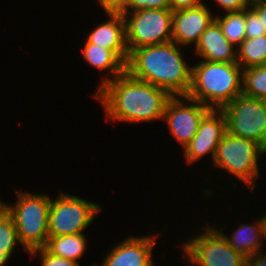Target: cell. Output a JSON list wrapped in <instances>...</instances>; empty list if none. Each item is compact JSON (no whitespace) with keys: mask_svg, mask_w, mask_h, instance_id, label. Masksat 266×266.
<instances>
[{"mask_svg":"<svg viewBox=\"0 0 266 266\" xmlns=\"http://www.w3.org/2000/svg\"><path fill=\"white\" fill-rule=\"evenodd\" d=\"M94 97L102 103L107 120L137 123L163 120L166 104L172 96L125 71L115 79L106 77Z\"/></svg>","mask_w":266,"mask_h":266,"instance_id":"6da1fadb","label":"cell"},{"mask_svg":"<svg viewBox=\"0 0 266 266\" xmlns=\"http://www.w3.org/2000/svg\"><path fill=\"white\" fill-rule=\"evenodd\" d=\"M173 41L133 49L126 72L133 78L164 89L171 96H187L192 83V67L184 63L181 48Z\"/></svg>","mask_w":266,"mask_h":266,"instance_id":"7a4b0ae2","label":"cell"},{"mask_svg":"<svg viewBox=\"0 0 266 266\" xmlns=\"http://www.w3.org/2000/svg\"><path fill=\"white\" fill-rule=\"evenodd\" d=\"M236 63L201 60L192 66L188 98L210 109L220 110L242 94L243 70Z\"/></svg>","mask_w":266,"mask_h":266,"instance_id":"3957f363","label":"cell"},{"mask_svg":"<svg viewBox=\"0 0 266 266\" xmlns=\"http://www.w3.org/2000/svg\"><path fill=\"white\" fill-rule=\"evenodd\" d=\"M18 200L15 206L0 204L12 216L18 232L20 244L28 252L44 247L47 243L49 209L51 198L46 195L22 193L17 191Z\"/></svg>","mask_w":266,"mask_h":266,"instance_id":"277c9868","label":"cell"},{"mask_svg":"<svg viewBox=\"0 0 266 266\" xmlns=\"http://www.w3.org/2000/svg\"><path fill=\"white\" fill-rule=\"evenodd\" d=\"M264 153L266 150L257 142L226 132L217 146L213 164L230 172L253 190L259 175V155Z\"/></svg>","mask_w":266,"mask_h":266,"instance_id":"5b68a950","label":"cell"},{"mask_svg":"<svg viewBox=\"0 0 266 266\" xmlns=\"http://www.w3.org/2000/svg\"><path fill=\"white\" fill-rule=\"evenodd\" d=\"M121 14L125 19L126 45L129 53L140 47L172 41V9H141Z\"/></svg>","mask_w":266,"mask_h":266,"instance_id":"8992f818","label":"cell"},{"mask_svg":"<svg viewBox=\"0 0 266 266\" xmlns=\"http://www.w3.org/2000/svg\"><path fill=\"white\" fill-rule=\"evenodd\" d=\"M220 110L225 117L227 133L253 140L266 150V106L263 99L241 94Z\"/></svg>","mask_w":266,"mask_h":266,"instance_id":"52a82bcc","label":"cell"},{"mask_svg":"<svg viewBox=\"0 0 266 266\" xmlns=\"http://www.w3.org/2000/svg\"><path fill=\"white\" fill-rule=\"evenodd\" d=\"M51 200L48 219L49 236L83 233L100 212V206L77 196L60 193Z\"/></svg>","mask_w":266,"mask_h":266,"instance_id":"ba28073f","label":"cell"},{"mask_svg":"<svg viewBox=\"0 0 266 266\" xmlns=\"http://www.w3.org/2000/svg\"><path fill=\"white\" fill-rule=\"evenodd\" d=\"M206 227L200 236L183 244L188 262L196 266H246L247 258L236 252L218 229Z\"/></svg>","mask_w":266,"mask_h":266,"instance_id":"9c48e42d","label":"cell"},{"mask_svg":"<svg viewBox=\"0 0 266 266\" xmlns=\"http://www.w3.org/2000/svg\"><path fill=\"white\" fill-rule=\"evenodd\" d=\"M178 98L180 96H172L168 100L163 119L168 123L171 134L185 147L193 139L201 120L211 109L187 96H182V99L193 105H185Z\"/></svg>","mask_w":266,"mask_h":266,"instance_id":"30bf717a","label":"cell"},{"mask_svg":"<svg viewBox=\"0 0 266 266\" xmlns=\"http://www.w3.org/2000/svg\"><path fill=\"white\" fill-rule=\"evenodd\" d=\"M225 133L226 122L223 112L211 109L201 120L193 139L183 148L186 161L194 163L210 152L214 159L217 146Z\"/></svg>","mask_w":266,"mask_h":266,"instance_id":"8fae6325","label":"cell"},{"mask_svg":"<svg viewBox=\"0 0 266 266\" xmlns=\"http://www.w3.org/2000/svg\"><path fill=\"white\" fill-rule=\"evenodd\" d=\"M214 18L204 4L173 11L172 41L178 45H190L193 42L196 45Z\"/></svg>","mask_w":266,"mask_h":266,"instance_id":"7c38bea8","label":"cell"},{"mask_svg":"<svg viewBox=\"0 0 266 266\" xmlns=\"http://www.w3.org/2000/svg\"><path fill=\"white\" fill-rule=\"evenodd\" d=\"M154 236L132 237L114 247L102 266H153L152 248Z\"/></svg>","mask_w":266,"mask_h":266,"instance_id":"4fadbf2b","label":"cell"},{"mask_svg":"<svg viewBox=\"0 0 266 266\" xmlns=\"http://www.w3.org/2000/svg\"><path fill=\"white\" fill-rule=\"evenodd\" d=\"M110 19L96 27L87 42L112 50L125 64L129 57L126 45L125 19L121 13H106Z\"/></svg>","mask_w":266,"mask_h":266,"instance_id":"5bb4252c","label":"cell"},{"mask_svg":"<svg viewBox=\"0 0 266 266\" xmlns=\"http://www.w3.org/2000/svg\"><path fill=\"white\" fill-rule=\"evenodd\" d=\"M224 36L219 24L213 20L195 45L196 53L205 61L236 63L237 51Z\"/></svg>","mask_w":266,"mask_h":266,"instance_id":"9a60e30c","label":"cell"},{"mask_svg":"<svg viewBox=\"0 0 266 266\" xmlns=\"http://www.w3.org/2000/svg\"><path fill=\"white\" fill-rule=\"evenodd\" d=\"M225 238L227 243L236 251L241 253L246 258L250 257L252 254H255L261 249L260 240L262 236V229L260 221L256 222V225L243 224L240 225L236 231L231 235V237H227L224 233H222L223 229L220 228L218 230Z\"/></svg>","mask_w":266,"mask_h":266,"instance_id":"2e32d148","label":"cell"},{"mask_svg":"<svg viewBox=\"0 0 266 266\" xmlns=\"http://www.w3.org/2000/svg\"><path fill=\"white\" fill-rule=\"evenodd\" d=\"M84 59L99 70H109L114 79L126 71V64L112 51L100 45L86 42L83 48Z\"/></svg>","mask_w":266,"mask_h":266,"instance_id":"e0dca14e","label":"cell"},{"mask_svg":"<svg viewBox=\"0 0 266 266\" xmlns=\"http://www.w3.org/2000/svg\"><path fill=\"white\" fill-rule=\"evenodd\" d=\"M86 238L83 233L64 236H49L44 248L51 254L77 262L86 248Z\"/></svg>","mask_w":266,"mask_h":266,"instance_id":"ac0fdd59","label":"cell"},{"mask_svg":"<svg viewBox=\"0 0 266 266\" xmlns=\"http://www.w3.org/2000/svg\"><path fill=\"white\" fill-rule=\"evenodd\" d=\"M236 47L237 63L242 69L266 65V35L245 38Z\"/></svg>","mask_w":266,"mask_h":266,"instance_id":"d6986e66","label":"cell"},{"mask_svg":"<svg viewBox=\"0 0 266 266\" xmlns=\"http://www.w3.org/2000/svg\"><path fill=\"white\" fill-rule=\"evenodd\" d=\"M214 20L219 24L224 36L233 45H240L246 38L245 21L246 10L238 12H228L224 16H215Z\"/></svg>","mask_w":266,"mask_h":266,"instance_id":"ffe728a7","label":"cell"},{"mask_svg":"<svg viewBox=\"0 0 266 266\" xmlns=\"http://www.w3.org/2000/svg\"><path fill=\"white\" fill-rule=\"evenodd\" d=\"M242 70V94L264 99L266 97V65H257Z\"/></svg>","mask_w":266,"mask_h":266,"instance_id":"44dd1931","label":"cell"},{"mask_svg":"<svg viewBox=\"0 0 266 266\" xmlns=\"http://www.w3.org/2000/svg\"><path fill=\"white\" fill-rule=\"evenodd\" d=\"M17 243L20 241L13 218L0 204V250L10 258Z\"/></svg>","mask_w":266,"mask_h":266,"instance_id":"7402d4cb","label":"cell"},{"mask_svg":"<svg viewBox=\"0 0 266 266\" xmlns=\"http://www.w3.org/2000/svg\"><path fill=\"white\" fill-rule=\"evenodd\" d=\"M34 256L40 253L41 265L42 266H79L78 262L63 257L55 256L48 252L44 247L36 248L28 252Z\"/></svg>","mask_w":266,"mask_h":266,"instance_id":"603a6c76","label":"cell"},{"mask_svg":"<svg viewBox=\"0 0 266 266\" xmlns=\"http://www.w3.org/2000/svg\"><path fill=\"white\" fill-rule=\"evenodd\" d=\"M141 9H171L170 0H128L126 8L121 13H129Z\"/></svg>","mask_w":266,"mask_h":266,"instance_id":"cb8c5ba5","label":"cell"},{"mask_svg":"<svg viewBox=\"0 0 266 266\" xmlns=\"http://www.w3.org/2000/svg\"><path fill=\"white\" fill-rule=\"evenodd\" d=\"M245 27L246 38L266 35V30L261 24V18L251 8L246 9Z\"/></svg>","mask_w":266,"mask_h":266,"instance_id":"d4e9b609","label":"cell"},{"mask_svg":"<svg viewBox=\"0 0 266 266\" xmlns=\"http://www.w3.org/2000/svg\"><path fill=\"white\" fill-rule=\"evenodd\" d=\"M228 12H238L249 9L246 0H215Z\"/></svg>","mask_w":266,"mask_h":266,"instance_id":"484cf974","label":"cell"},{"mask_svg":"<svg viewBox=\"0 0 266 266\" xmlns=\"http://www.w3.org/2000/svg\"><path fill=\"white\" fill-rule=\"evenodd\" d=\"M106 13H121L128 0H98Z\"/></svg>","mask_w":266,"mask_h":266,"instance_id":"4316f807","label":"cell"},{"mask_svg":"<svg viewBox=\"0 0 266 266\" xmlns=\"http://www.w3.org/2000/svg\"><path fill=\"white\" fill-rule=\"evenodd\" d=\"M173 11L180 9L193 8L202 5L201 0H170Z\"/></svg>","mask_w":266,"mask_h":266,"instance_id":"83f0119b","label":"cell"},{"mask_svg":"<svg viewBox=\"0 0 266 266\" xmlns=\"http://www.w3.org/2000/svg\"><path fill=\"white\" fill-rule=\"evenodd\" d=\"M259 254V255H258ZM246 266H266V254L265 256L261 252L252 254L246 260Z\"/></svg>","mask_w":266,"mask_h":266,"instance_id":"f1b7e54d","label":"cell"},{"mask_svg":"<svg viewBox=\"0 0 266 266\" xmlns=\"http://www.w3.org/2000/svg\"><path fill=\"white\" fill-rule=\"evenodd\" d=\"M251 9L261 18L262 27L266 30V4L257 5Z\"/></svg>","mask_w":266,"mask_h":266,"instance_id":"f546056e","label":"cell"},{"mask_svg":"<svg viewBox=\"0 0 266 266\" xmlns=\"http://www.w3.org/2000/svg\"><path fill=\"white\" fill-rule=\"evenodd\" d=\"M248 8H252L257 5L266 4V0H246Z\"/></svg>","mask_w":266,"mask_h":266,"instance_id":"4dcf8cb0","label":"cell"},{"mask_svg":"<svg viewBox=\"0 0 266 266\" xmlns=\"http://www.w3.org/2000/svg\"><path fill=\"white\" fill-rule=\"evenodd\" d=\"M8 259L9 257L5 253H3V250H0V266H5Z\"/></svg>","mask_w":266,"mask_h":266,"instance_id":"1f68e13d","label":"cell"},{"mask_svg":"<svg viewBox=\"0 0 266 266\" xmlns=\"http://www.w3.org/2000/svg\"><path fill=\"white\" fill-rule=\"evenodd\" d=\"M260 223L262 229V236L266 238V215L263 218H261Z\"/></svg>","mask_w":266,"mask_h":266,"instance_id":"d6a6232c","label":"cell"},{"mask_svg":"<svg viewBox=\"0 0 266 266\" xmlns=\"http://www.w3.org/2000/svg\"><path fill=\"white\" fill-rule=\"evenodd\" d=\"M263 101H264V104H265V106H266V97L263 99Z\"/></svg>","mask_w":266,"mask_h":266,"instance_id":"836d02e7","label":"cell"}]
</instances>
